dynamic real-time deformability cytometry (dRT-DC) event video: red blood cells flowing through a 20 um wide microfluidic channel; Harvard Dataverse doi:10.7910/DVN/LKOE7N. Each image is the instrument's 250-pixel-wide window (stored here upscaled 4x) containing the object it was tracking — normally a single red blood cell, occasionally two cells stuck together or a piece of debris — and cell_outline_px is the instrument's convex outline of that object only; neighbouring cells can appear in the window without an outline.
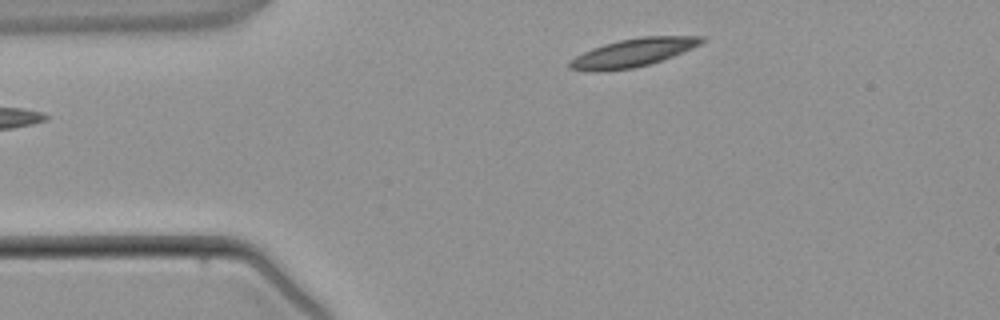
{"species": "common noctule bat (a hibernating species)", "species_latin": "Nyctalus noctula", "temperature_condition": "warm", "stored_images_in_passage": 3, "camera_frame_rate_fps": 3000, "um_per_image_px": 0.085, "animal": {"sex": "male", "body_mass_g": 21.5, "forearm_length_mm": 52.0}, "frame": {"image": 1, "passage_image": 3, "time_ms": 2.333, "image_size_px": [1000, 320], "cell_outline_px": [[704, 40], [700, 44], [692, 48], [672, 56], [648, 64], [632, 68], [604, 72], [596, 72], [568, 68], [568, 60], [592, 48], [604, 44], [620, 40], [640, 36], [704, 36]], "centroid_in_image_um": [53.76, 4.48], "position_along_channel_um": 31.2, "area_um2": 21.56}}